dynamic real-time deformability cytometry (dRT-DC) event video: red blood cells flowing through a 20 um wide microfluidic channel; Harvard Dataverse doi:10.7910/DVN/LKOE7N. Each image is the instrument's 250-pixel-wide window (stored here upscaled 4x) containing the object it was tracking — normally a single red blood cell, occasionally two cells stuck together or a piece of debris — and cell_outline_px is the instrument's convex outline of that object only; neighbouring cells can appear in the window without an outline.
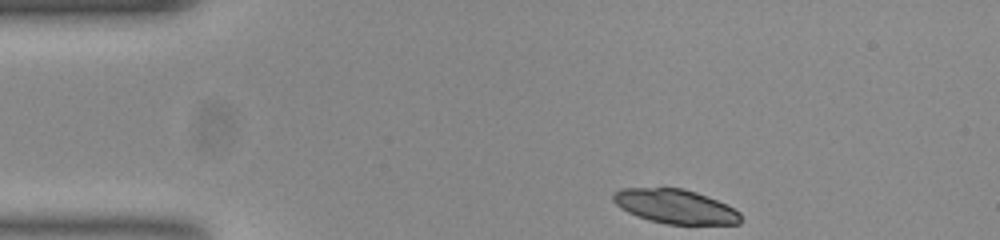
{"species": "common noctule bat (a hibernating species)", "species_latin": "Nyctalus noctula", "temperature_condition": "room temperature", "stored_images_in_passage": 38, "camera_frame_rate_fps": 3000, "um_per_image_px": 0.085, "animal": {"sex": "female", "body_mass_g": 23.0, "forearm_length_mm": 53.4}, "frame": {"image": 1, "passage_image": 1, "time_ms": 0.0, "image_size_px": [1000, 240], "cell_outline_px": [[740, 224], [668, 224], [648, 220], [628, 212], [620, 208], [612, 200], [612, 196], [620, 188], [680, 188], [696, 192], [716, 200], [740, 212]], "centroid_in_image_um": [57.36, 17.55], "position_along_channel_um": 27.6, "area_um2": 25.14}}
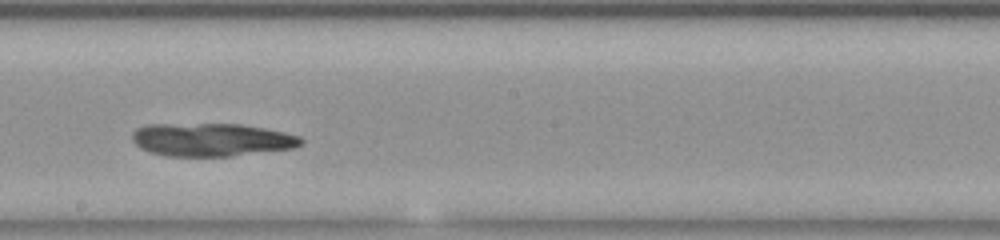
{"frame": {"image": 2, "passage_image": 22, "time_ms": 7.0, "image_size_px": [1000, 240], "cell_outline_px": [[304, 140], [300, 144], [292, 148], [228, 156], [164, 156], [140, 148], [132, 140], [132, 132], [136, 128], [148, 124], [240, 124], [264, 128], [284, 132], [300, 136]], "centroid_in_image_um": [17.94, 11.87], "position_along_channel_um": 230.3, "area_um2": 32.43}}
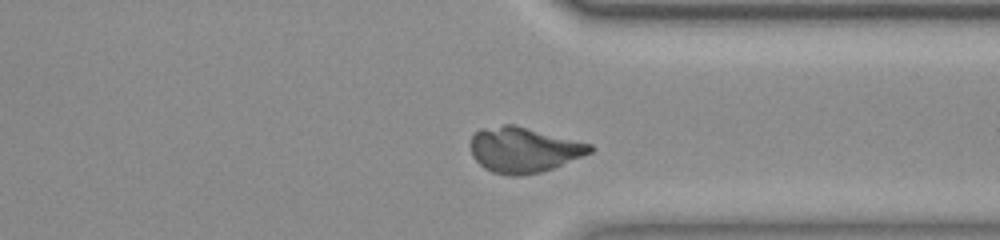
{"frame": {"image": 3, "passage_image": 33, "time_ms": 10.667, "image_size_px": [1000, 240], "cell_outline_px": [[596, 148], [592, 152], [552, 168], [540, 172], [520, 176], [512, 176], [492, 172], [484, 168], [472, 156], [472, 136], [480, 128], [504, 124], [512, 124], [592, 144]], "centroid_in_image_um": [44.51, 12.73], "position_along_channel_um": 366.9, "area_um2": 31.33}}